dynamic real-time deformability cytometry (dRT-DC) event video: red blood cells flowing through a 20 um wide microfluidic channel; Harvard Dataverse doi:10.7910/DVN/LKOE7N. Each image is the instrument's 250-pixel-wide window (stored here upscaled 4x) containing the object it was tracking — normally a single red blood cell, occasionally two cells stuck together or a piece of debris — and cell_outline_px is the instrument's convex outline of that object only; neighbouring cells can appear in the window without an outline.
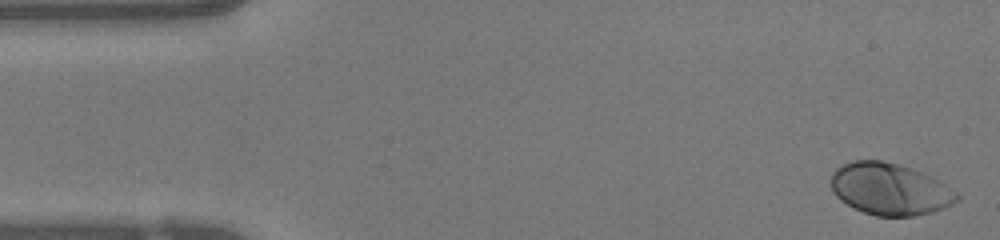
{"species": "human", "species_latin": "Homo sapiens", "temperature_condition": "warm", "stored_images_in_passage": 49, "camera_frame_rate_fps": 3000, "um_per_image_px": 0.085, "donor": {"sex": "female"}, "frame": {"image": 1, "passage_image": 1, "time_ms": 0.0, "image_size_px": [1000, 240], "cell_outline_px": [[960, 196], [952, 204], [944, 208], [932, 212], [912, 216], [876, 216], [864, 212], [840, 200], [832, 192], [832, 172], [836, 168], [852, 160], [884, 160], [900, 164], [924, 172], [940, 180], [956, 192]], "centroid_in_image_um": [75.65, 16.05], "position_along_channel_um": 9.4, "area_um2": 38.21}}
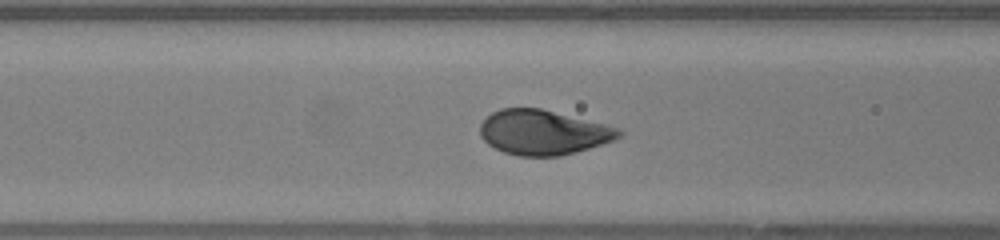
{"frame": {"image": 2, "passage_image": 18, "time_ms": 5.667, "image_size_px": [1000, 240], "cell_outline_px": [[624, 132], [616, 140], [560, 156], [520, 156], [504, 152], [488, 144], [480, 136], [480, 124], [492, 112], [500, 108], [540, 108], [608, 124], [620, 128]], "centroid_in_image_um": [46.2, 11.24], "position_along_channel_um": 120.4, "area_um2": 36.36}}
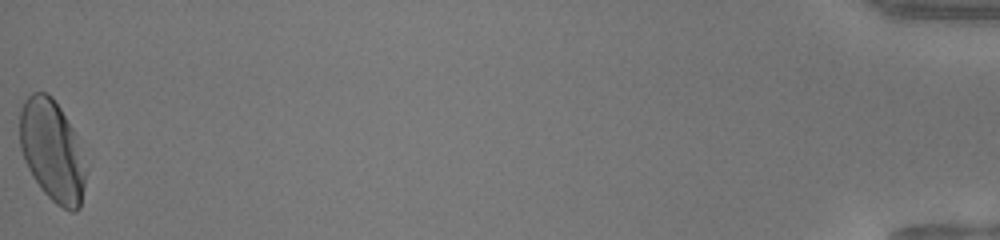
{"frame": {"image": 3, "passage_image": 49, "time_ms": 16.0, "image_size_px": [1000, 240], "cell_outline_px": [[84, 184], [80, 208], [76, 212], [72, 212], [56, 204], [40, 188], [32, 176], [24, 160], [20, 148], [20, 108], [24, 100], [32, 92], [44, 92], [52, 96], [60, 108], [72, 128], [84, 176]], "centroid_in_image_um": [4.36, 12.81], "position_along_channel_um": 430.8, "area_um2": 37.97}, "authors_computed_cell_mechanics": {"area_um2": 37.1654, "velocity_mm_per_s": 4.0537, "shape_relaxation_time_tau1_ms": 1.9341, "shape_relaxation_time_tau2_ms": null, "deformation_change_tau1": 0.1488, "deformation_change_tau2": null}}